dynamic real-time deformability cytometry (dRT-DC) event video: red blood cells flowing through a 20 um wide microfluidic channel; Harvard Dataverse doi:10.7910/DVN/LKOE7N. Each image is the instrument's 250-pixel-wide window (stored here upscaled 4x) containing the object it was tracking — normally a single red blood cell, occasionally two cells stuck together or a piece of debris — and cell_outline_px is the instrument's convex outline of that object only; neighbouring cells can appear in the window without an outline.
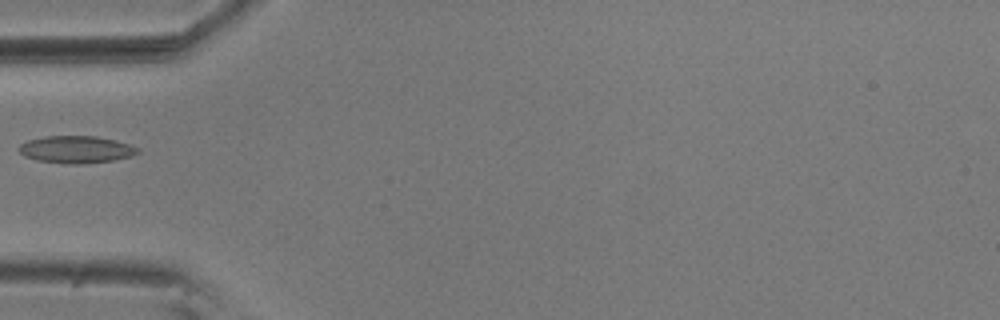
{"species": "common noctule bat (a hibernating species)", "species_latin": "Nyctalus noctula", "temperature_condition": "room temperature", "stored_images_in_passage": 38, "camera_frame_rate_fps": 3000, "um_per_image_px": 0.085, "animal": {"sex": "male", "body_mass_g": 20.5, "forearm_length_mm": 52.5}, "frame": {"image": 1, "passage_image": 1, "time_ms": 0.0, "image_size_px": [1000, 320], "cell_outline_px": [[140, 152], [132, 156], [112, 160], [80, 164], [72, 164], [36, 160], [24, 156], [16, 148], [20, 144], [28, 140], [44, 136], [96, 136], [116, 140], [140, 148]], "centroid_in_image_um": [6.46, 12.7], "position_along_channel_um": 78.5, "area_um2": 18.9}}
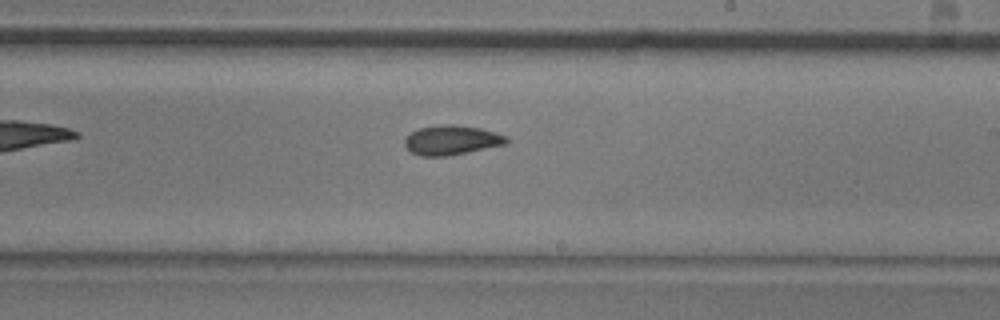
{"frame": {"image": 2, "passage_image": 15, "time_ms": 4.667, "image_size_px": [1000, 320], "cell_outline_px": [[508, 144], [448, 156], [420, 156], [412, 152], [404, 144], [404, 140], [412, 132], [420, 128], [440, 124], [452, 124], [480, 128], [496, 132], [508, 136]], "centroid_in_image_um": [38.43, 11.91], "position_along_channel_um": 250.6, "area_um2": 17.57}}
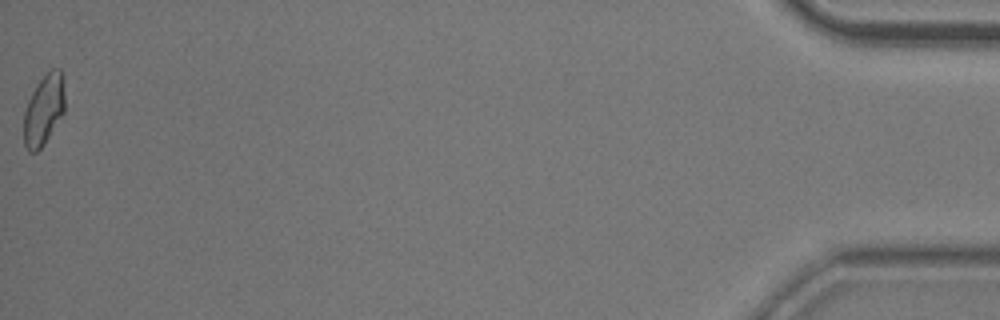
{"frame": {"image": 3, "passage_image": 38, "time_ms": 12.333, "image_size_px": [1000, 320], "cell_outline_px": [[64, 112], [44, 144], [36, 152], [28, 152], [24, 144], [24, 112], [28, 100], [36, 84], [52, 68], [60, 68], [64, 80]], "centroid_in_image_um": [3.72, 9.33], "position_along_channel_um": 431.5, "area_um2": 16.88}}